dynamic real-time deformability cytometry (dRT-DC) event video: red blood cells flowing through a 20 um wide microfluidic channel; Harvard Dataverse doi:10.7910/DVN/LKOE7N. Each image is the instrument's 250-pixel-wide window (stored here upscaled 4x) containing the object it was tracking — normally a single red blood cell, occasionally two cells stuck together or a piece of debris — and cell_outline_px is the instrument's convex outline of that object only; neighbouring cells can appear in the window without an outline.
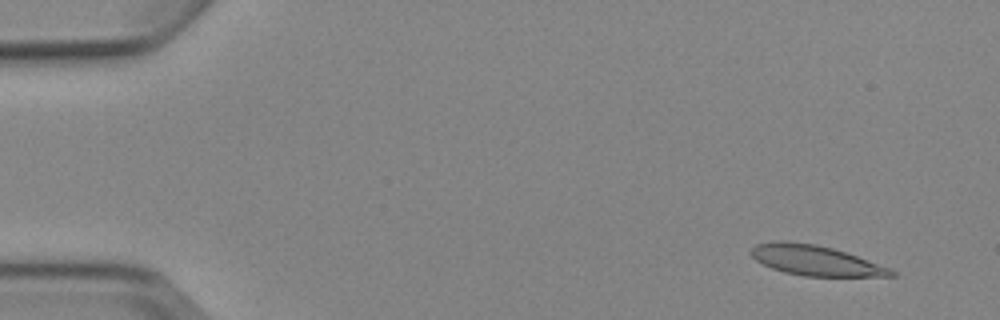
{"species": "Egyptian fruit bat (a non-hibernating species)", "species_latin": "Rousettus aegyptiacus", "temperature_condition": "cold", "stored_images_in_passage": 6, "camera_frame_rate_fps": 3000, "um_per_image_px": 0.085, "animal": {"sex": "female"}, "frame": {"image": 1, "passage_image": 2, "time_ms": 1.0, "image_size_px": [1000, 320], "cell_outline_px": [[896, 276], [804, 276], [784, 272], [772, 268], [756, 260], [748, 252], [756, 244], [776, 240], [780, 240], [816, 244], [832, 248], [892, 268], [896, 272]], "centroid_in_image_um": [69.3, 22.13], "position_along_channel_um": 15.7, "area_um2": 24.51}}
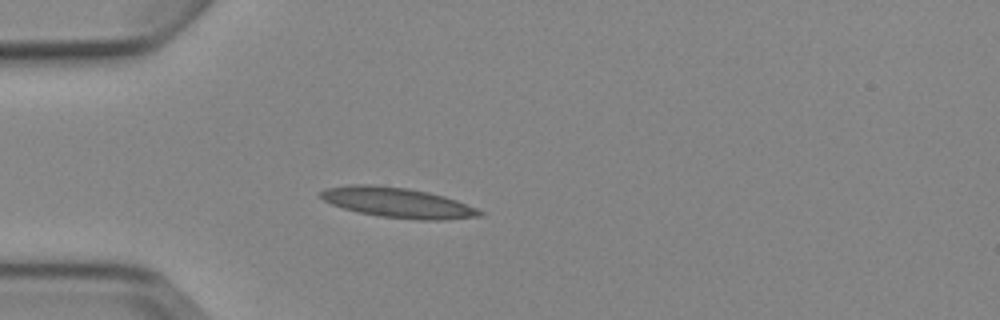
{"frame": {"image": 2, "passage_image": 5, "time_ms": 4.667, "image_size_px": [1000, 320], "cell_outline_px": [[484, 216], [444, 220], [420, 220], [384, 216], [360, 212], [344, 208], [332, 204], [324, 200], [320, 196], [320, 192], [324, 188], [352, 184], [368, 184], [408, 188], [428, 192], [444, 196], [456, 200], [476, 208], [484, 212]], "centroid_in_image_um": [33.83, 17.21], "position_along_channel_um": 51.2, "area_um2": 27.69}}